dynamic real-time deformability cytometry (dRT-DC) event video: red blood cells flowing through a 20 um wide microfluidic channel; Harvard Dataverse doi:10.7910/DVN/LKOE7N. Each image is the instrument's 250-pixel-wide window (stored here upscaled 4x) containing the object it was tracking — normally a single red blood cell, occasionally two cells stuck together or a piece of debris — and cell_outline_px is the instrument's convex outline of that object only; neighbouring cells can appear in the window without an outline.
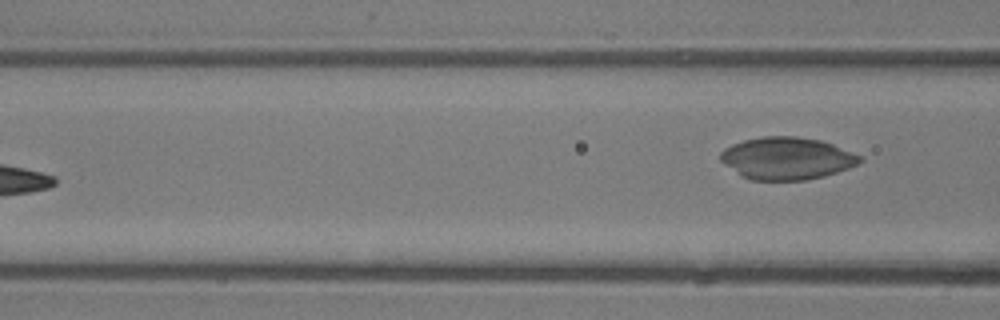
{"species": "common noctule bat (a hibernating species)", "species_latin": "Nyctalus noctula", "temperature_condition": "room temperature", "stored_images_in_passage": 7, "camera_frame_rate_fps": 3000, "um_per_image_px": 0.085, "animal": {"sex": "male", "body_mass_g": 13.3}, "frame": {"image": 1, "passage_image": 7, "time_ms": 2.0, "image_size_px": [1000, 320], "cell_outline_px": [[864, 160], [848, 168], [824, 176], [808, 180], [752, 180], [740, 176], [724, 164], [720, 160], [720, 152], [724, 148], [732, 144], [744, 140], [764, 136], [796, 136], [820, 140], [832, 144], [860, 156]], "centroid_in_image_um": [66.84, 13.46], "position_along_channel_um": 99.8, "area_um2": 34.33}}